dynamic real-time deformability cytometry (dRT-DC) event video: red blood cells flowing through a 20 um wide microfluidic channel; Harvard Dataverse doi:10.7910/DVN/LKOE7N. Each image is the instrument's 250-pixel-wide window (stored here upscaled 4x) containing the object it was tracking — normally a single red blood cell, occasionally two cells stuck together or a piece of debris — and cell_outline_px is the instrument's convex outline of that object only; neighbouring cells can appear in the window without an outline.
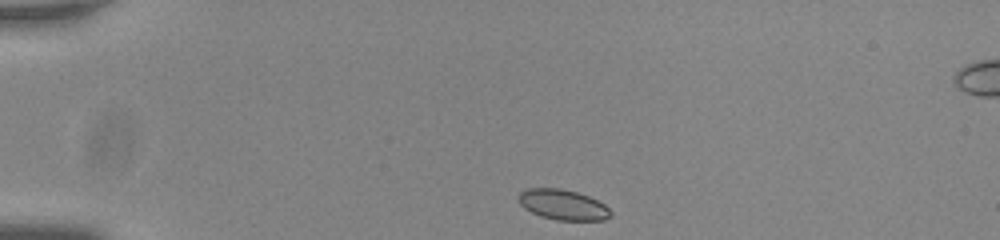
{"species": "common noctule bat (a hibernating species)", "species_latin": "Nyctalus noctula", "temperature_condition": "room temperature", "stored_images_in_passage": 44, "camera_frame_rate_fps": 3000, "um_per_image_px": 0.085, "animal": {"sex": "male", "body_mass_g": 20.0, "forearm_length_mm": 53.3}, "frame": {"image": 1, "passage_image": 1, "time_ms": 0.0, "image_size_px": [1000, 240], "cell_outline_px": [[612, 216], [604, 220], [556, 220], [540, 216], [524, 208], [520, 204], [520, 192], [528, 188], [560, 188], [576, 192], [588, 196], [604, 204], [612, 212]], "centroid_in_image_um": [47.87, 17.41], "position_along_channel_um": 37.1, "area_um2": 16.18}}
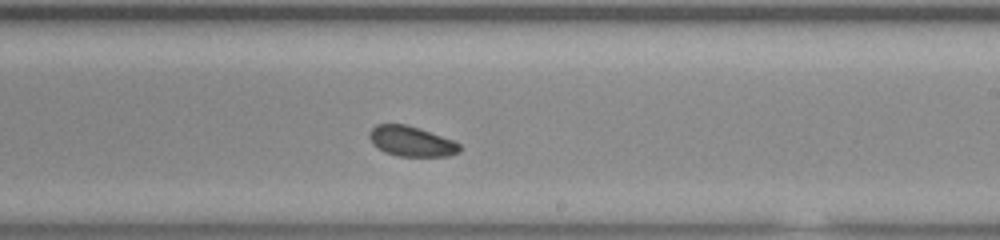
{"frame": {"image": 2, "passage_image": 23, "time_ms": 7.333, "image_size_px": [1000, 240], "cell_outline_px": [[460, 152], [448, 156], [400, 156], [384, 152], [372, 144], [368, 136], [368, 132], [376, 124], [404, 124], [420, 128], [452, 140], [460, 144]], "centroid_in_image_um": [34.93, 12.01], "position_along_channel_um": 254.1, "area_um2": 15.9}}
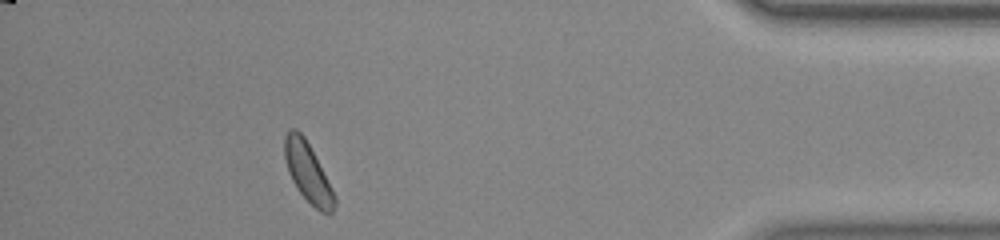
{"frame": {"image": 3, "passage_image": 39, "time_ms": 12.667, "image_size_px": [1000, 240], "cell_outline_px": [[336, 204], [332, 212], [328, 216], [320, 212], [296, 188], [288, 172], [284, 156], [284, 136], [288, 128], [296, 128], [304, 136], [332, 188], [336, 200]], "centroid_in_image_um": [26.15, 14.65], "position_along_channel_um": 409.1, "area_um2": 17.17}, "authors_computed_cell_mechanics": {"area_um2": 16.6175, "velocity_mm_per_s": 3.7148, "shape_relaxation_time_tau1_ms": 2.713, "shape_relaxation_time_tau2_ms": 9.0224, "deformation_change_tau1": 0.0444, "deformation_change_tau2": 0.1244}}